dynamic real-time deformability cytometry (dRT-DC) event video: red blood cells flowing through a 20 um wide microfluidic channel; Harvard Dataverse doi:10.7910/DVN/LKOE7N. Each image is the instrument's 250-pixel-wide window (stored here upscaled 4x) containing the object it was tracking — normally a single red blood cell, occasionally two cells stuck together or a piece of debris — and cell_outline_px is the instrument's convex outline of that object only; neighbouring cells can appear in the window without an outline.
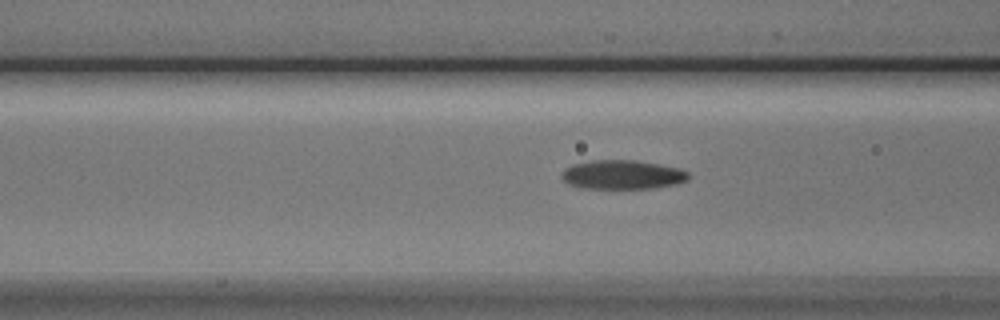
{"species": "Egyptian fruit bat (a non-hibernating species)", "species_latin": "Rousettus aegyptiacus", "temperature_condition": "cold", "stored_images_in_passage": 7, "camera_frame_rate_fps": 3000, "um_per_image_px": 0.085, "animal": {"sex": "male"}, "frame": {"image": 1, "passage_image": 5, "time_ms": 1.333, "image_size_px": [1000, 320], "cell_outline_px": [[688, 180], [676, 184], [652, 188], [580, 188], [568, 184], [560, 176], [560, 172], [564, 168], [572, 164], [592, 160], [632, 160], [680, 168], [688, 172]], "centroid_in_image_um": [52.85, 14.85], "position_along_channel_um": 113.8, "area_um2": 21.5}}